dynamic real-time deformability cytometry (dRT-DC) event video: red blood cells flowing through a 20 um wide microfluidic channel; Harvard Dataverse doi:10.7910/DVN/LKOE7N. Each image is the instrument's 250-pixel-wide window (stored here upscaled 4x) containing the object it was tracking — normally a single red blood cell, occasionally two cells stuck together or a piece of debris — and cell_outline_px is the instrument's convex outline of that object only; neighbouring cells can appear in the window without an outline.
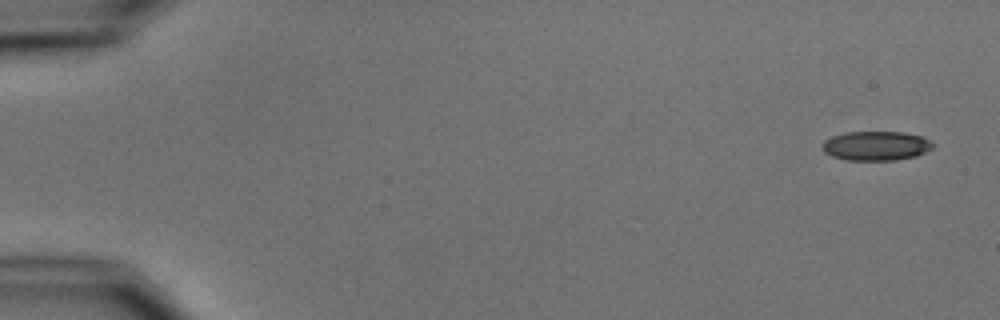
{"species": "common noctule bat (a hibernating species)", "species_latin": "Nyctalus noctula", "temperature_condition": "cold", "stored_images_in_passage": 5, "camera_frame_rate_fps": 3000, "um_per_image_px": 0.085, "animal": {"sex": "male", "body_mass_g": 15.6}, "frame": {"image": 1, "passage_image": 1, "time_ms": 0.0, "image_size_px": [1000, 320], "cell_outline_px": [[936, 144], [932, 148], [916, 156], [896, 160], [848, 160], [832, 156], [824, 152], [820, 148], [820, 144], [824, 140], [832, 136], [844, 132], [904, 132], [924, 136], [932, 140]], "centroid_in_image_um": [74.47, 12.38], "position_along_channel_um": 10.5, "area_um2": 19.25}}
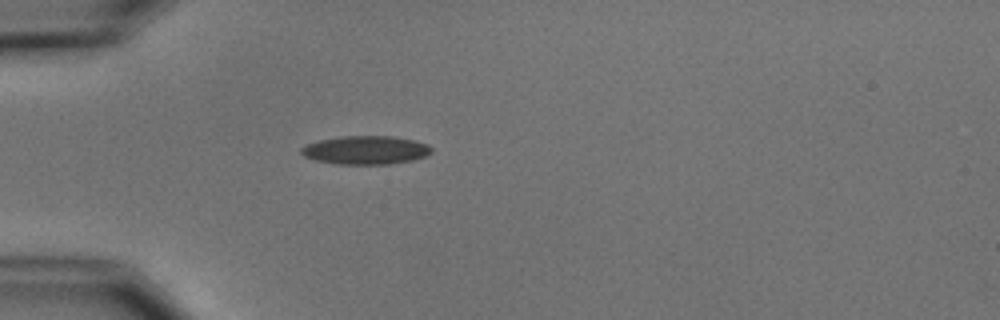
{"frame": {"image": 2, "passage_image": 5, "time_ms": 4.667, "image_size_px": [1000, 320], "cell_outline_px": [[432, 152], [424, 156], [412, 160], [388, 164], [336, 164], [316, 160], [304, 156], [300, 152], [300, 148], [308, 144], [320, 140], [340, 136], [392, 136], [416, 140], [428, 144], [432, 148]], "centroid_in_image_um": [31.09, 12.75], "position_along_channel_um": 53.9, "area_um2": 21.62}}